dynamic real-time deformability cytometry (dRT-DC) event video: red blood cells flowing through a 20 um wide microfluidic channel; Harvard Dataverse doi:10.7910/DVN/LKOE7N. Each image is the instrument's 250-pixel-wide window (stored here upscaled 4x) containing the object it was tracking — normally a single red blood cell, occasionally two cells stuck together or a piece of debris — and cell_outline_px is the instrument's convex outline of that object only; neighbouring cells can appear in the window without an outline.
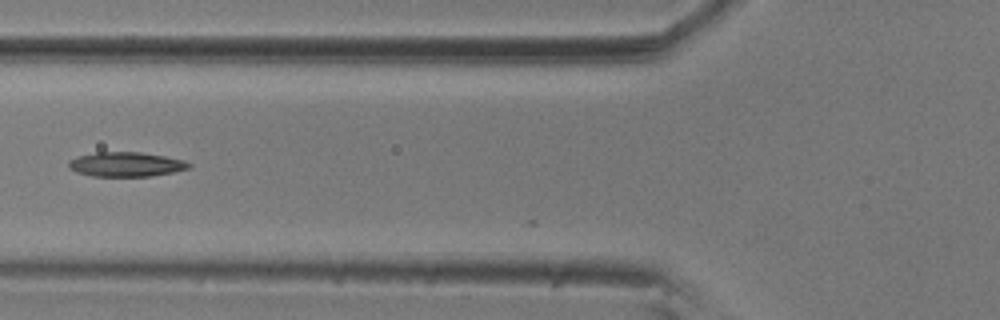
{"species": "common noctule bat (a hibernating species)", "species_latin": "Nyctalus noctula", "temperature_condition": "room temperature", "stored_images_in_passage": 7, "camera_frame_rate_fps": 3000, "um_per_image_px": 0.085, "animal": {"sex": "male", "body_mass_g": 20.5, "forearm_length_mm": 52.5}, "frame": {"image": 1, "passage_image": 7, "time_ms": 2.0, "image_size_px": [1000, 320], "cell_outline_px": [[192, 168], [172, 172], [148, 176], [92, 176], [76, 172], [68, 168], [68, 160], [76, 156], [96, 152], [140, 152], [164, 156], [184, 160], [192, 164]], "centroid_in_image_um": [10.69, 13.96], "position_along_channel_um": 115.1, "area_um2": 17.28}}